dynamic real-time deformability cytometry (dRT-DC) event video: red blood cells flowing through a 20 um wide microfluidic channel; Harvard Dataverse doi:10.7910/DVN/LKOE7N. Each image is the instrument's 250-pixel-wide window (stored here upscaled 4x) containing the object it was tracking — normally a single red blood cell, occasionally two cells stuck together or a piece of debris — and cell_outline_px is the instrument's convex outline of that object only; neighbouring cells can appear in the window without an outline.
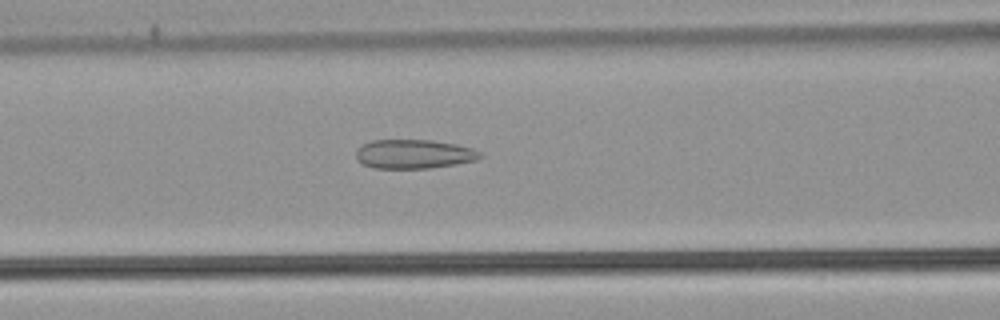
{"species": "common noctule bat (a hibernating species)", "species_latin": "Nyctalus noctula", "temperature_condition": "warm", "stored_images_in_passage": 50, "camera_frame_rate_fps": 3000, "um_per_image_px": 0.085, "animal": {"sex": "male", "body_mass_g": 21.5, "forearm_length_mm": 52.0}, "frame": {"image": 1, "passage_image": 20, "time_ms": 6.333, "image_size_px": [1000, 320], "cell_outline_px": [[484, 156], [476, 160], [456, 164], [428, 168], [372, 168], [360, 164], [356, 160], [356, 148], [372, 140], [432, 140], [456, 144], [472, 148], [480, 152]], "centroid_in_image_um": [35.15, 13.1], "position_along_channel_um": 131.5, "area_um2": 21.21}}
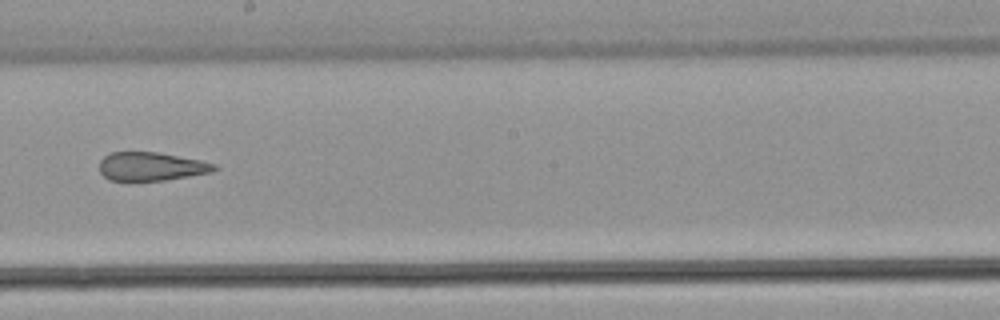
{"frame": {"image": 2, "passage_image": 28, "time_ms": 9.0, "image_size_px": [1000, 320], "cell_outline_px": [[220, 168], [212, 172], [164, 180], [128, 184], [108, 180], [100, 172], [100, 160], [104, 156], [112, 152], [156, 152], [200, 160], [216, 164]], "centroid_in_image_um": [12.8, 14.2], "position_along_channel_um": 235.4, "area_um2": 19.77}}
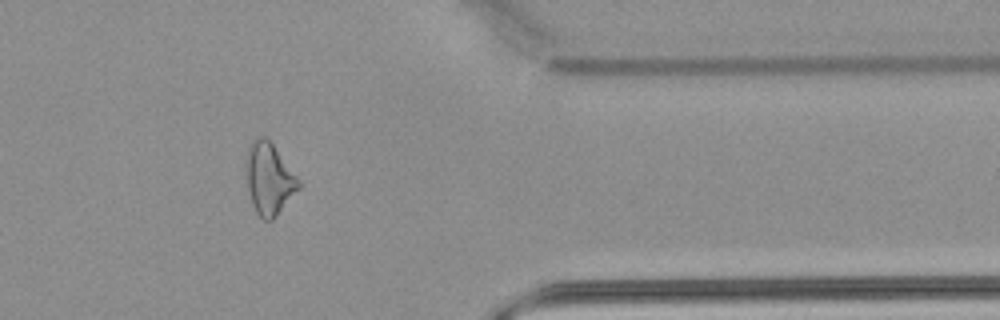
{"frame": {"image": 3, "passage_image": 41, "time_ms": 13.333, "image_size_px": [1000, 320], "cell_outline_px": [[300, 188], [276, 216], [272, 220], [264, 220], [256, 212], [252, 204], [248, 188], [244, 164], [248, 148], [252, 140], [260, 136], [264, 136], [272, 144], [300, 180]], "centroid_in_image_um": [22.85, 15.19], "position_along_channel_um": 388.5, "area_um2": 21.85}, "authors_computed_cell_mechanics": {"area_um2": 22.4553, "velocity_mm_per_s": 3.9101, "shape_relaxation_time_tau1_ms": null, "shape_relaxation_time_tau2_ms": 2.0675, "deformation_change_tau1": null, "deformation_change_tau2": 0.1141}}